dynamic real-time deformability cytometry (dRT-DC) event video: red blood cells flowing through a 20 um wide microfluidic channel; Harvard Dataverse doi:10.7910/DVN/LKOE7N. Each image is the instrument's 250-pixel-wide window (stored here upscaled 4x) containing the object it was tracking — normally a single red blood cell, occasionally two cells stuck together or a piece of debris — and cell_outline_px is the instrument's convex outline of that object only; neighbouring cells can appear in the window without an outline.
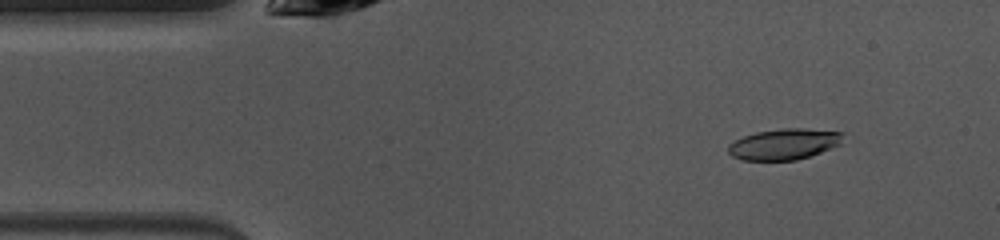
{"species": "common noctule bat (a hibernating species)", "species_latin": "Nyctalus noctula", "temperature_condition": "warm", "stored_images_in_passage": 45, "camera_frame_rate_fps": 3000, "um_per_image_px": 0.085, "animal": {"sex": "female", "body_mass_g": 10.0, "forearm_length_mm": 53.1}, "frame": {"image": 1, "passage_image": 2, "time_ms": 0.333, "image_size_px": [1000, 240], "cell_outline_px": [[844, 132], [840, 144], [832, 148], [796, 160], [740, 160], [732, 156], [728, 152], [728, 144], [744, 136], [756, 132], [784, 128], [804, 128]], "centroid_in_image_um": [66.64, 12.25], "position_along_channel_um": 18.4, "area_um2": 20.63}}
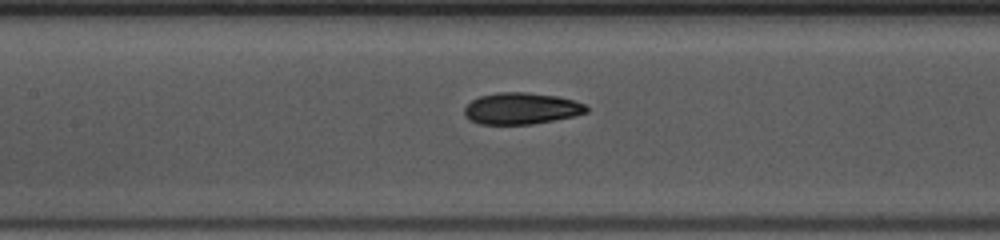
{"frame": {"image": 2, "passage_image": 17, "time_ms": 5.333, "image_size_px": [1000, 240], "cell_outline_px": [[588, 112], [576, 116], [532, 124], [480, 124], [468, 120], [464, 116], [464, 108], [472, 100], [480, 96], [500, 92], [524, 92], [556, 96], [572, 100], [584, 104], [588, 108]], "centroid_in_image_um": [44.29, 9.23], "position_along_channel_um": 163.1, "area_um2": 22.43}}
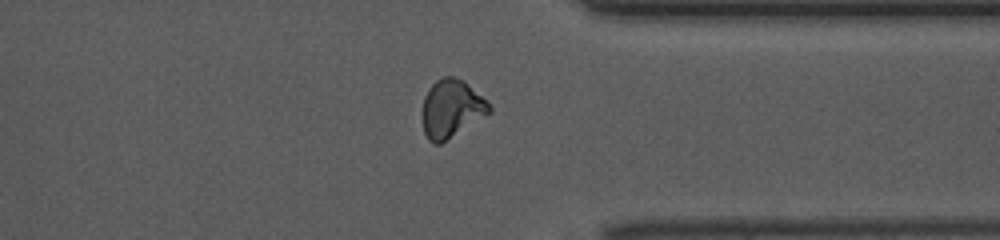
{"frame": {"image": 3, "passage_image": 33, "time_ms": 10.667, "image_size_px": [1000, 240], "cell_outline_px": [[492, 112], [440, 144], [432, 144], [428, 140], [424, 132], [424, 96], [428, 88], [436, 80], [444, 76], [452, 76], [464, 80], [492, 108]], "centroid_in_image_um": [38.36, 9.24], "position_along_channel_um": 373.0, "area_um2": 22.25}, "authors_computed_cell_mechanics": {"area_um2": 22.253, "velocity_mm_per_s": 4.0416, "shape_relaxation_time_tau1_ms": 5.1003, "shape_relaxation_time_tau2_ms": 1.5963, "deformation_change_tau1": 0.1825, "deformation_change_tau2": 0.0661}}